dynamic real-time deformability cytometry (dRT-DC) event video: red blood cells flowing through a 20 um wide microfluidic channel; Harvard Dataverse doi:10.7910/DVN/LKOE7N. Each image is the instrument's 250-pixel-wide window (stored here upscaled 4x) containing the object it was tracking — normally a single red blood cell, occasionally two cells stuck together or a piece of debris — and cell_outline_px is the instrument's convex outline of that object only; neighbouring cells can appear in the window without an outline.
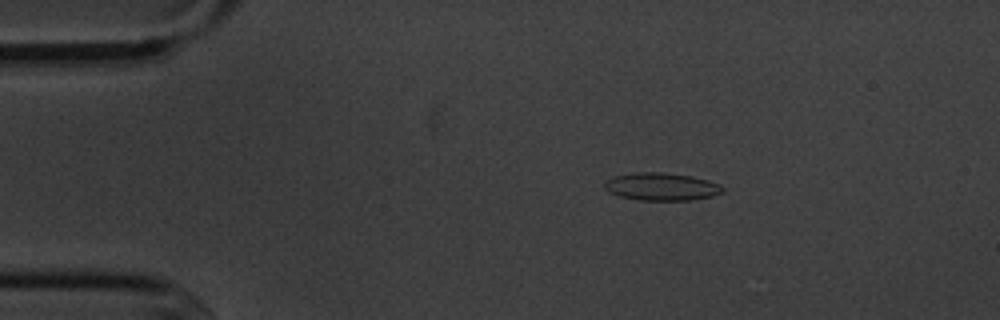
{"species": "common noctule bat (a hibernating species)", "species_latin": "Nyctalus noctula", "temperature_condition": "cold", "stored_images_in_passage": 6, "camera_frame_rate_fps": 3000, "um_per_image_px": 0.085, "animal": {"sex": "male", "body_mass_g": 20.1, "forearm_length_mm": 53.5}, "frame": {"image": 1, "passage_image": 3, "time_ms": 2.333, "image_size_px": [1000, 320], "cell_outline_px": [[724, 192], [712, 196], [692, 200], [640, 200], [620, 196], [608, 192], [604, 188], [604, 180], [612, 176], [636, 172], [660, 172], [692, 176], [708, 180], [720, 184], [724, 188]], "centroid_in_image_um": [56.21, 15.86], "position_along_channel_um": 28.8, "area_um2": 19.25}}
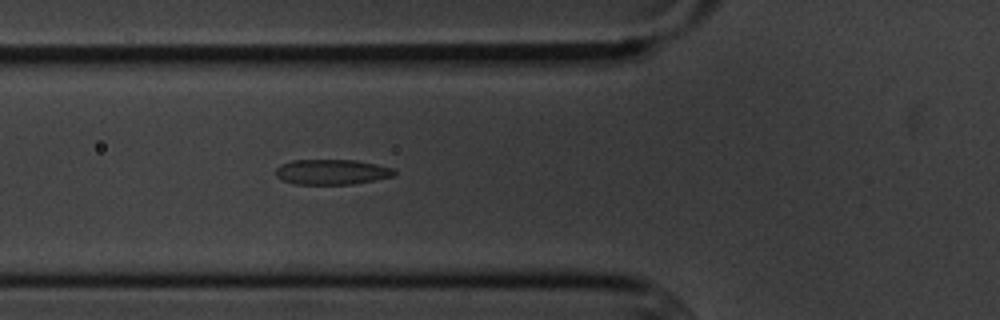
{"frame": {"image": 2, "passage_image": 6, "time_ms": 5.667, "image_size_px": [1000, 320], "cell_outline_px": [[396, 176], [352, 184], [296, 184], [284, 180], [276, 176], [276, 168], [280, 164], [292, 160], [356, 160], [376, 164], [392, 168], [396, 172]], "centroid_in_image_um": [28.21, 14.61], "position_along_channel_um": 97.6, "area_um2": 17.4}}